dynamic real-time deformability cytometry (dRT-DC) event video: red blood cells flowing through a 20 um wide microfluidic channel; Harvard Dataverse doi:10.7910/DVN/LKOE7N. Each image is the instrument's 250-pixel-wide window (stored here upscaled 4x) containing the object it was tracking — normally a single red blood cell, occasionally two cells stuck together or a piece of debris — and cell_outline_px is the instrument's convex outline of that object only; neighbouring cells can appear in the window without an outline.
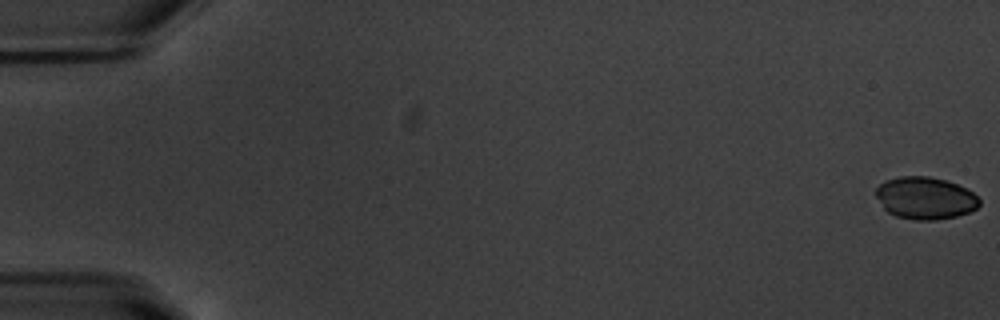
{"species": "common noctule bat (a hibernating species)", "species_latin": "Nyctalus noctula", "temperature_condition": "warm", "stored_images_in_passage": 55, "camera_frame_rate_fps": 3000, "um_per_image_px": 0.085, "animal": {"sex": "male", "body_mass_g": 20.1, "forearm_length_mm": 53.5}, "frame": {"image": 1, "passage_image": 1, "time_ms": 0.0, "image_size_px": [1000, 320], "cell_outline_px": [[980, 204], [976, 208], [968, 212], [956, 216], [936, 220], [916, 220], [896, 216], [888, 212], [884, 208], [876, 196], [876, 188], [884, 180], [900, 176], [928, 176], [944, 180], [968, 188], [980, 200]], "centroid_in_image_um": [78.64, 16.83], "position_along_channel_um": 6.4, "area_um2": 25.43}}
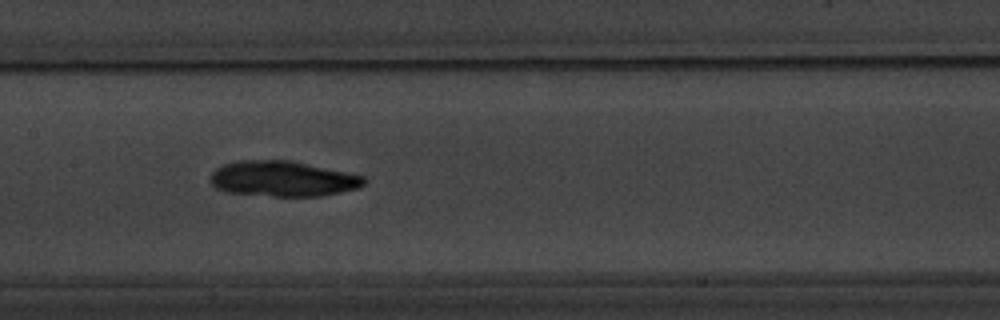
{"frame": {"image": 2, "passage_image": 28, "time_ms": 9.0, "image_size_px": [1000, 320], "cell_outline_px": [[368, 180], [364, 184], [356, 188], [340, 192], [320, 196], [272, 196], [228, 192], [216, 188], [208, 180], [208, 176], [216, 168], [224, 164], [236, 160], [292, 160], [364, 176]], "centroid_in_image_um": [24.0, 15.18], "position_along_channel_um": 183.4, "area_um2": 31.91}}
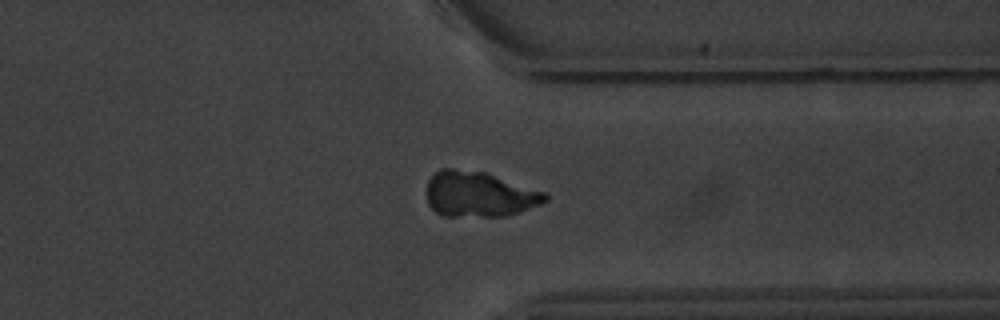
{"frame": {"image": 3, "passage_image": 43, "time_ms": 14.0, "image_size_px": [1000, 320], "cell_outline_px": [[548, 200], [540, 204], [504, 216], [444, 216], [436, 212], [428, 204], [428, 180], [440, 168], [452, 168], [488, 172], [548, 192]], "centroid_in_image_um": [40.76, 16.49], "position_along_channel_um": 370.6, "area_um2": 31.56}, "authors_computed_cell_mechanics": {"area_um2": 29.8826, "velocity_mm_per_s": 3.768, "shape_relaxation_time_tau1_ms": 2.7996, "shape_relaxation_time_tau2_ms": 4.4881, "deformation_change_tau1": 0.0864, "deformation_change_tau2": 0.0596}}